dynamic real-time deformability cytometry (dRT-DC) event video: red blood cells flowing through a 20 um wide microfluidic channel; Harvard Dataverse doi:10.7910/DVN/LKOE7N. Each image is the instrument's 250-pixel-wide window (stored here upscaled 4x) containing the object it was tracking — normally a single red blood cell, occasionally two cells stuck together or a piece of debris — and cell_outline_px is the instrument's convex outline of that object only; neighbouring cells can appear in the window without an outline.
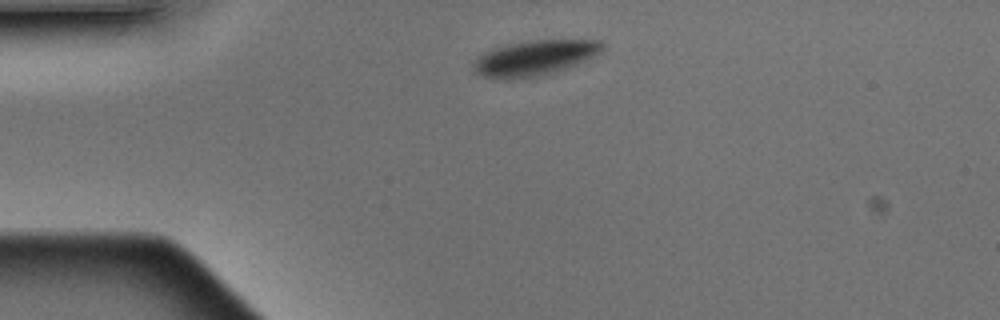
{"species": "Egyptian fruit bat (a non-hibernating species)", "species_latin": "Rousettus aegyptiacus", "temperature_condition": "warm", "stored_images_in_passage": 4, "camera_frame_rate_fps": 3000, "um_per_image_px": 0.085, "animal": {"sex": "male"}, "frame": {"image": 1, "passage_image": 3, "time_ms": 0.667, "image_size_px": [1000, 320], "cell_outline_px": [[604, 44], [600, 52], [592, 56], [564, 68], [536, 76], [484, 76], [476, 72], [472, 64], [484, 52], [492, 48], [508, 44], [528, 40], [600, 40]], "centroid_in_image_um": [45.45, 4.85], "position_along_channel_um": 39.6, "area_um2": 25.09}}